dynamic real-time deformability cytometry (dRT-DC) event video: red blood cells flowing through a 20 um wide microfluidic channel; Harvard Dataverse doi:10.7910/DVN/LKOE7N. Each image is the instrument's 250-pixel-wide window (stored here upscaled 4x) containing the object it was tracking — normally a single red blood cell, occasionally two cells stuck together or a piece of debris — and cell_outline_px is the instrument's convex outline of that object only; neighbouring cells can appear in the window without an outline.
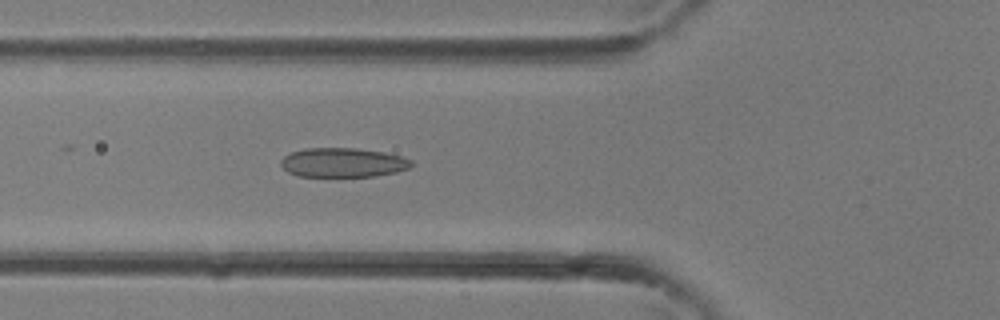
{"species": "common noctule bat (a hibernating species)", "species_latin": "Nyctalus noctula", "temperature_condition": "room temperature", "stored_images_in_passage": 34, "camera_frame_rate_fps": 3000, "um_per_image_px": 0.085, "animal": {"sex": "female"}, "frame": {"image": 1, "passage_image": 13, "time_ms": 4.0, "image_size_px": [1000, 320], "cell_outline_px": [[412, 164], [408, 168], [396, 172], [376, 176], [296, 176], [288, 172], [280, 164], [280, 160], [284, 156], [292, 152], [304, 148], [356, 148], [384, 152], [400, 156], [412, 160]], "centroid_in_image_um": [29.13, 13.81], "position_along_channel_um": 96.7, "area_um2": 22.25}}
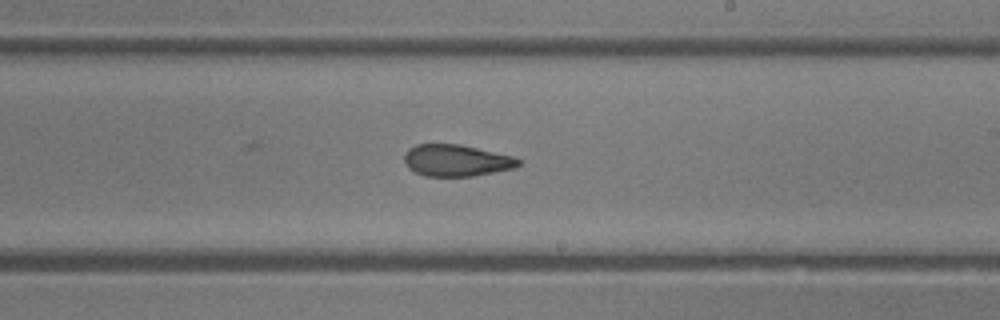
{"frame": {"image": 2, "passage_image": 21, "time_ms": 6.667, "image_size_px": [1000, 320], "cell_outline_px": [[520, 164], [512, 168], [472, 176], [424, 176], [408, 168], [404, 160], [404, 156], [408, 148], [416, 144], [460, 144], [512, 156], [520, 160]], "centroid_in_image_um": [38.74, 13.63], "position_along_channel_um": 250.3, "area_um2": 20.87}}
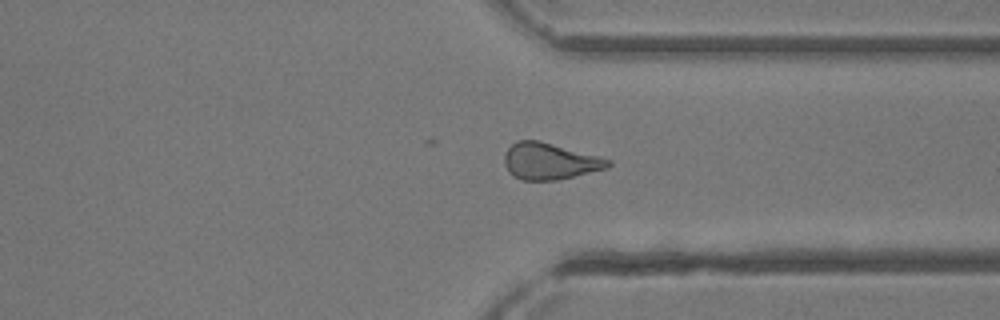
{"frame": {"image": 3, "passage_image": 27, "time_ms": 8.667, "image_size_px": [1000, 320], "cell_outline_px": [[612, 164], [608, 168], [556, 180], [524, 180], [512, 176], [508, 172], [504, 164], [504, 156], [508, 148], [516, 140], [540, 140], [612, 160]], "centroid_in_image_um": [46.71, 13.7], "position_along_channel_um": 364.7, "area_um2": 22.08}}